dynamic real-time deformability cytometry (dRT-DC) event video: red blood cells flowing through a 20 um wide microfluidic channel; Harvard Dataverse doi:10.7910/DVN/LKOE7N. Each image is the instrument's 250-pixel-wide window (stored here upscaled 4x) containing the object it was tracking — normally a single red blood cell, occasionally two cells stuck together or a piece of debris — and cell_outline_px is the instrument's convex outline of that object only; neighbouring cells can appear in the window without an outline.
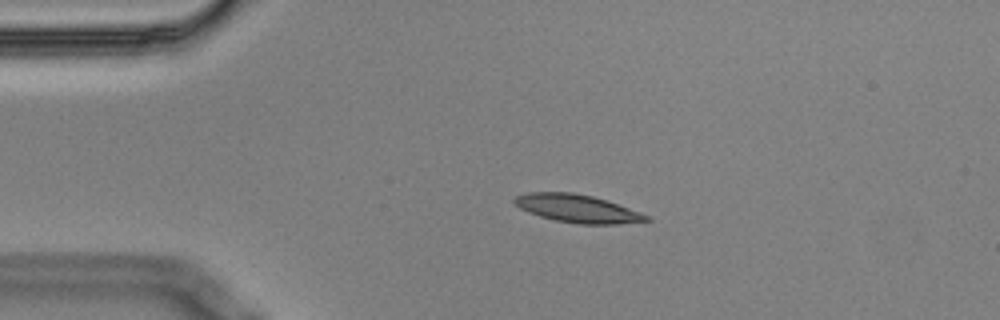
{"species": "Egyptian fruit bat (a non-hibernating species)", "species_latin": "Rousettus aegyptiacus", "temperature_condition": "cold", "stored_images_in_passage": 4, "camera_frame_rate_fps": 3000, "um_per_image_px": 0.085, "animal": {"sex": "male"}, "frame": {"image": 1, "passage_image": 3, "time_ms": 0.667, "image_size_px": [1000, 320], "cell_outline_px": [[652, 220], [616, 224], [580, 224], [556, 220], [540, 216], [528, 212], [520, 208], [512, 200], [516, 196], [528, 192], [572, 192], [592, 196], [608, 200], [652, 216]], "centroid_in_image_um": [49.12, 17.72], "position_along_channel_um": 35.9, "area_um2": 21.56}}